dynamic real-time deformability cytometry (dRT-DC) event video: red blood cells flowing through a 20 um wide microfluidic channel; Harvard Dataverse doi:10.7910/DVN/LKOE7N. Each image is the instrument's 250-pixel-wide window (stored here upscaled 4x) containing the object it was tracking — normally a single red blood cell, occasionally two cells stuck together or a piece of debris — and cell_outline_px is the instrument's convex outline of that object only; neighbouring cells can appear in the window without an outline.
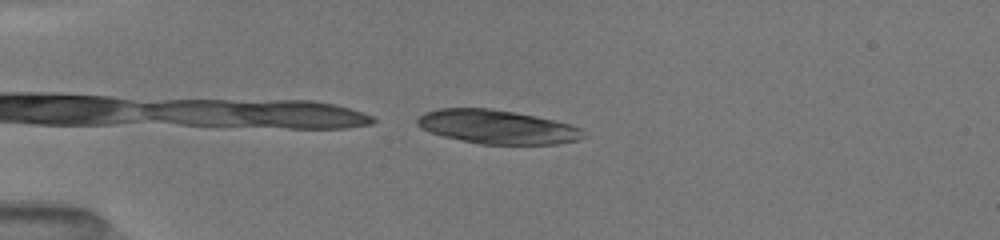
{"species": "common noctule bat (a hibernating species)", "species_latin": "Nyctalus noctula", "temperature_condition": "room temperature", "stored_images_in_passage": 14, "camera_frame_rate_fps": 3000, "um_per_image_px": 0.085, "animal": {"sex": "female", "body_mass_g": 19.5, "forearm_length_mm": 54.1}, "frame": {"image": 1, "passage_image": 14, "time_ms": 3.0, "image_size_px": [1000, 240], "cell_outline_px": [[588, 136], [580, 140], [556, 144], [480, 144], [444, 136], [420, 128], [416, 124], [416, 120], [424, 112], [440, 108], [492, 108], [516, 112], [536, 116], [568, 124], [580, 128]], "centroid_in_image_um": [42.28, 10.78], "position_along_channel_um": 42.7, "area_um2": 32.77}}